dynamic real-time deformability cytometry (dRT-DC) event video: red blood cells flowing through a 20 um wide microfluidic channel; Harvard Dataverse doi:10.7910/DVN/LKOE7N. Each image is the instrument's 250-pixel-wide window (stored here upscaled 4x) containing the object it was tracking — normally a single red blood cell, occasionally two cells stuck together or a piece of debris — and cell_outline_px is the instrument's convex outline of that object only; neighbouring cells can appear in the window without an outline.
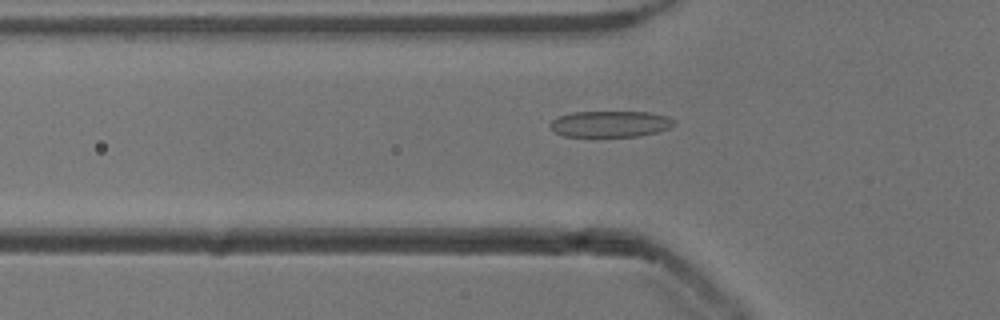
{"species": "common noctule bat (a hibernating species)", "species_latin": "Nyctalus noctula", "temperature_condition": "cold", "stored_images_in_passage": 45, "camera_frame_rate_fps": 3000, "um_per_image_px": 0.085, "animal": {"sex": "male", "body_mass_g": 13.3}, "frame": {"image": 1, "passage_image": 10, "time_ms": 3.0, "image_size_px": [1000, 320], "cell_outline_px": [[676, 124], [668, 128], [656, 132], [636, 136], [564, 136], [556, 132], [548, 124], [552, 120], [560, 116], [572, 112], [648, 112], [668, 116]], "centroid_in_image_um": [51.86, 10.53], "position_along_channel_um": 73.9, "area_um2": 18.67}}
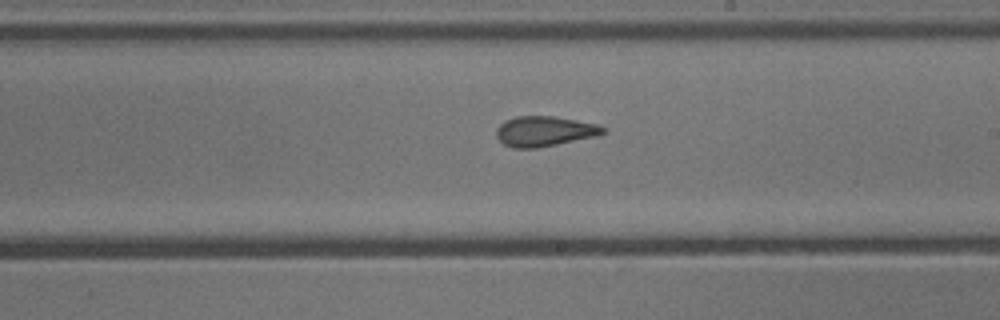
{"frame": {"image": 2, "passage_image": 23, "time_ms": 7.333, "image_size_px": [1000, 320], "cell_outline_px": [[608, 132], [596, 136], [536, 148], [512, 148], [504, 144], [496, 136], [496, 128], [504, 120], [516, 116], [556, 116], [600, 124], [608, 128]], "centroid_in_image_um": [46.32, 11.14], "position_along_channel_um": 242.7, "area_um2": 19.02}}
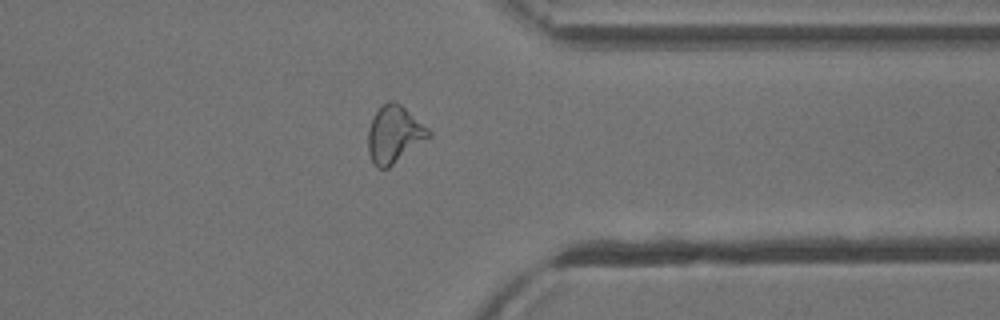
{"frame": {"image": 3, "passage_image": 34, "time_ms": 11.0, "image_size_px": [1000, 320], "cell_outline_px": [[432, 136], [388, 168], [376, 168], [368, 152], [368, 128], [372, 116], [388, 100], [392, 100], [400, 104], [428, 128], [432, 132]], "centroid_in_image_um": [33.51, 11.43], "position_along_channel_um": 377.9, "area_um2": 20.11}, "authors_computed_cell_mechanics": {"area_um2": 19.4208, "velocity_mm_per_s": 3.8709, "shape_relaxation_time_tau1_ms": null, "shape_relaxation_time_tau2_ms": 1.7726, "deformation_change_tau1": null, "deformation_change_tau2": 0.1067}}